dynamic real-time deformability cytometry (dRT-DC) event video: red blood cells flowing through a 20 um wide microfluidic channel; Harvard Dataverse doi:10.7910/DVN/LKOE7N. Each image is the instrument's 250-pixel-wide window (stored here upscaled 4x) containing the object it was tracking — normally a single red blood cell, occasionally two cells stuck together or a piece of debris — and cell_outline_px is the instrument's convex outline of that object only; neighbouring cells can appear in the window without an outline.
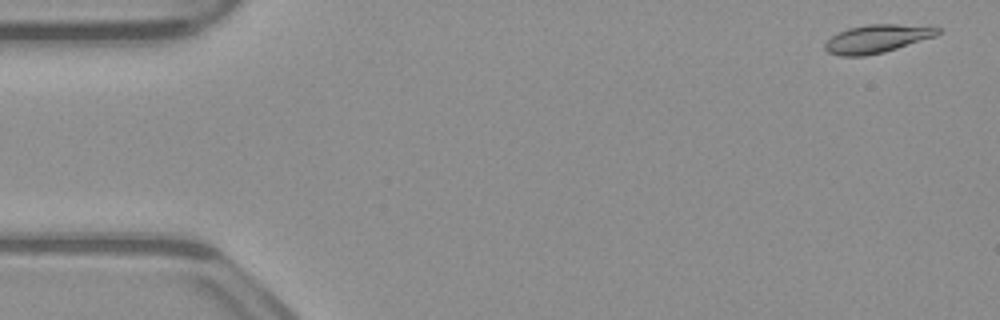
{"species": "common noctule bat (a hibernating species)", "species_latin": "Nyctalus noctula", "temperature_condition": "warm", "stored_images_in_passage": 53, "camera_frame_rate_fps": 3000, "um_per_image_px": 0.085, "animal": {"sex": "male", "body_mass_g": 23.1, "forearm_length_mm": 52.7}, "frame": {"image": 1, "passage_image": 2, "time_ms": 0.333, "image_size_px": [1000, 320], "cell_outline_px": [[940, 32], [936, 36], [884, 52], [864, 56], [840, 56], [828, 52], [824, 48], [824, 44], [832, 36], [848, 28], [868, 24], [896, 24], [940, 28]], "centroid_in_image_um": [74.52, 3.3], "position_along_channel_um": 10.5, "area_um2": 18.26}}
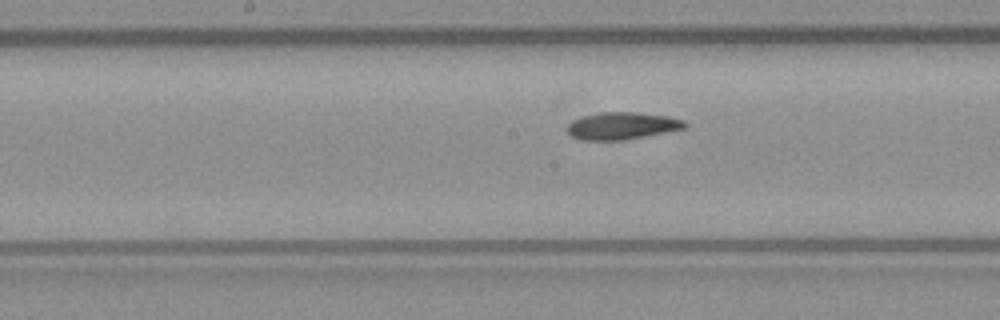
{"frame": {"image": 2, "passage_image": 26, "time_ms": 8.333, "image_size_px": [1000, 320], "cell_outline_px": [[688, 128], [624, 140], [580, 140], [572, 136], [564, 128], [572, 120], [584, 116], [600, 112], [636, 112], [668, 116], [684, 120], [688, 124]], "centroid_in_image_um": [52.88, 10.69], "position_along_channel_um": 195.3, "area_um2": 18.84}}
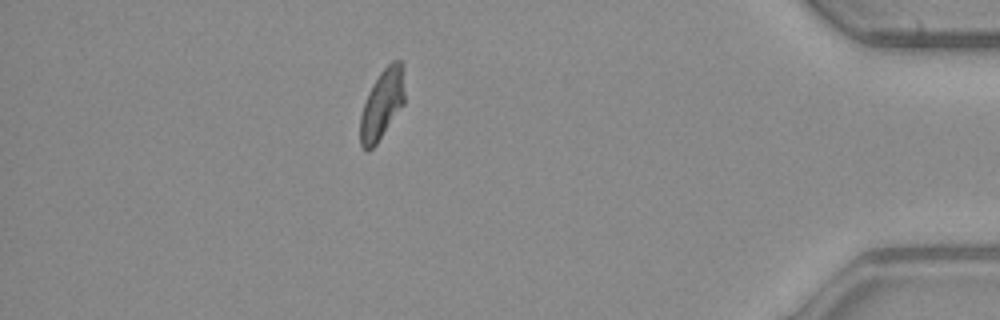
{"frame": {"image": 3, "passage_image": 46, "time_ms": 15.0, "image_size_px": [1000, 320], "cell_outline_px": [[404, 104], [376, 144], [368, 152], [360, 144], [360, 116], [368, 92], [380, 72], [392, 60], [400, 60], [404, 64]], "centroid_in_image_um": [32.49, 8.83], "position_along_channel_um": 402.7, "area_um2": 18.09}, "authors_computed_cell_mechanics": {"area_um2": 18.6694, "velocity_mm_per_s": 3.8817, "shape_relaxation_time_tau1_ms": 4.2029, "shape_relaxation_time_tau2_ms": 2.8971, "deformation_change_tau1": 0.1315, "deformation_change_tau2": 0.0693}}